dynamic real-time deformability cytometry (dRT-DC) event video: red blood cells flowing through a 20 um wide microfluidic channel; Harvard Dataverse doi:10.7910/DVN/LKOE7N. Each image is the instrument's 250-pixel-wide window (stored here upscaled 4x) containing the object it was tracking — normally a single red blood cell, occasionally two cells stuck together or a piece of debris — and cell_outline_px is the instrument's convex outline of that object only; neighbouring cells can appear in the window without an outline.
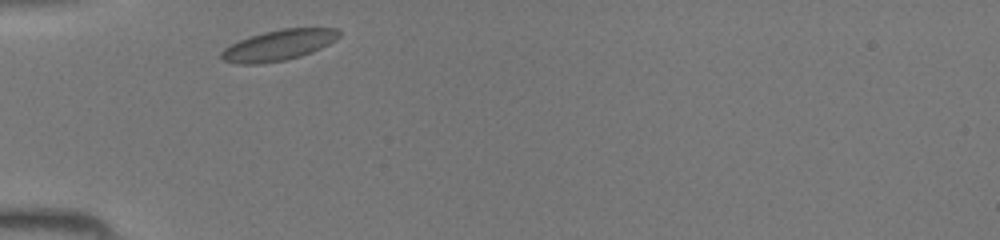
{"species": "common noctule bat (a hibernating species)", "species_latin": "Nyctalus noctula", "temperature_condition": "room temperature", "stored_images_in_passage": 25, "camera_frame_rate_fps": 3000, "um_per_image_px": 0.085, "animal": {"sex": "female", "body_mass_g": 19.5, "forearm_length_mm": 54.1}, "frame": {"image": 1, "passage_image": 1, "time_ms": 0.0, "image_size_px": [1000, 240], "cell_outline_px": [[340, 36], [336, 40], [312, 52], [300, 56], [284, 60], [260, 64], [236, 64], [224, 60], [220, 56], [220, 52], [224, 48], [248, 36], [264, 32], [284, 28], [336, 28], [340, 32]], "centroid_in_image_um": [23.67, 3.84], "position_along_channel_um": 61.3, "area_um2": 20.98}}
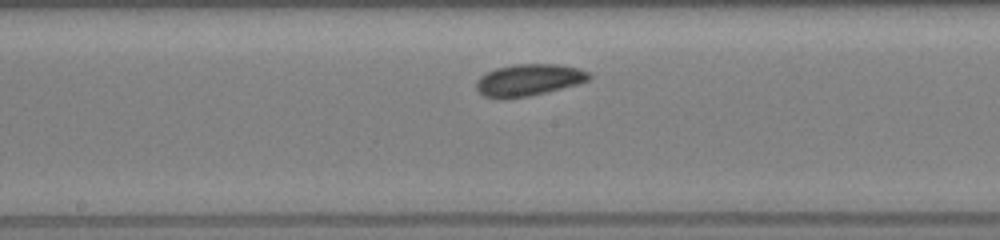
{"frame": {"image": 2, "passage_image": 11, "time_ms": 3.333, "image_size_px": [1000, 240], "cell_outline_px": [[592, 76], [588, 80], [576, 84], [528, 96], [504, 100], [500, 100], [484, 96], [476, 92], [476, 80], [480, 76], [496, 68], [516, 64], [556, 64], [580, 68], [588, 72]], "centroid_in_image_um": [44.87, 6.81], "position_along_channel_um": 203.3, "area_um2": 20.98}}
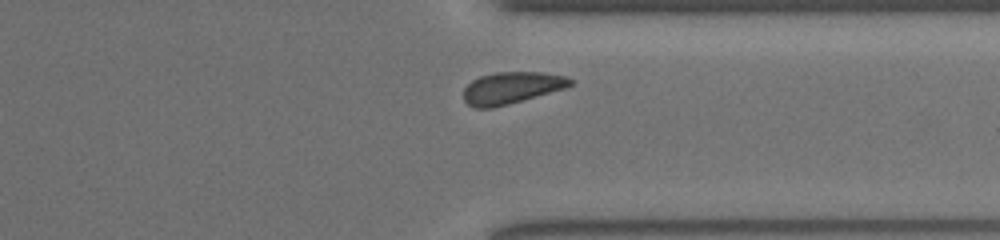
{"frame": {"image": 3, "passage_image": 22, "time_ms": 7.0, "image_size_px": [1000, 240], "cell_outline_px": [[576, 80], [572, 84], [564, 88], [508, 104], [492, 108], [472, 108], [464, 100], [464, 88], [472, 80], [480, 76], [496, 72], [544, 72], [568, 76]], "centroid_in_image_um": [43.49, 7.45], "position_along_channel_um": 367.9, "area_um2": 19.83}}